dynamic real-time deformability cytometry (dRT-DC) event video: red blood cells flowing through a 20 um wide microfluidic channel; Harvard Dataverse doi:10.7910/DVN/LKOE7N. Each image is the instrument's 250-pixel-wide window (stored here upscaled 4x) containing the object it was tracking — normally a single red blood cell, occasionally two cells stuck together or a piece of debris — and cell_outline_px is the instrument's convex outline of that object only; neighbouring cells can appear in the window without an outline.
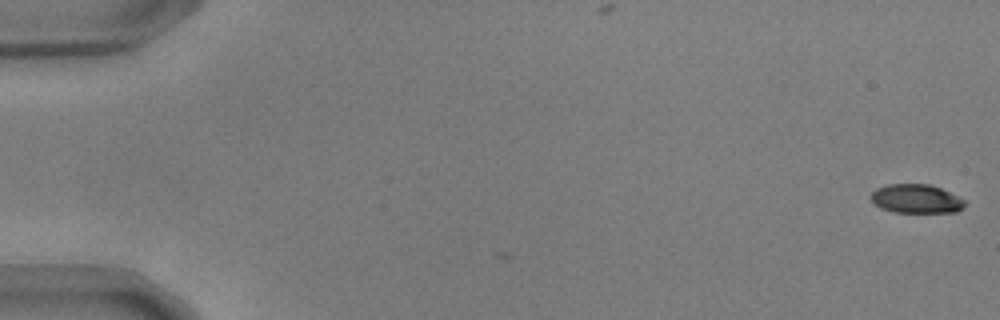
{"species": "common noctule bat (a hibernating species)", "species_latin": "Nyctalus noctula", "temperature_condition": "warm", "stored_images_in_passage": 2, "camera_frame_rate_fps": 3000, "um_per_image_px": 0.085, "animal": {"sex": "male", "body_mass_g": 17.9, "forearm_length_mm": 54.2}, "frame": {"image": 1, "passage_image": 2, "time_ms": 0.333, "image_size_px": [1000, 320], "cell_outline_px": [[964, 208], [956, 212], [896, 212], [880, 208], [872, 204], [868, 196], [876, 188], [888, 184], [928, 184], [940, 188], [964, 200]], "centroid_in_image_um": [77.8, 16.9], "position_along_channel_um": 7.2, "area_um2": 15.84}}